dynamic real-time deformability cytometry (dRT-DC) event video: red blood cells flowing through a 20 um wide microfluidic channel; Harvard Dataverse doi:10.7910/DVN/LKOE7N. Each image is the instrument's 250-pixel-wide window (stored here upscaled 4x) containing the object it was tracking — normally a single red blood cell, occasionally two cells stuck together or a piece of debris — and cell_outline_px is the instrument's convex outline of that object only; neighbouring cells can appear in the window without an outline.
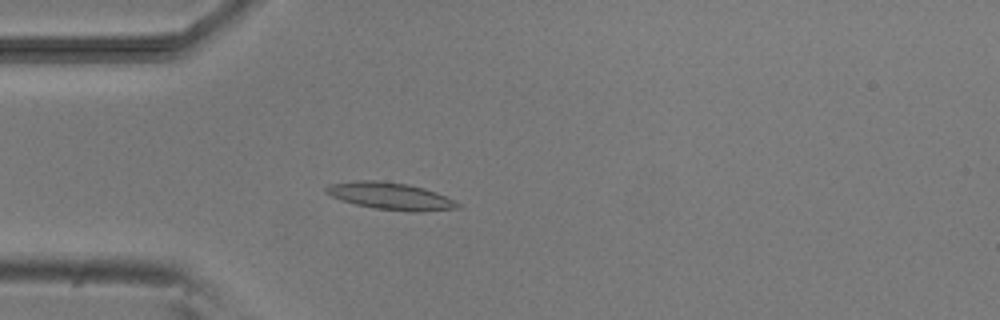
{"species": "common noctule bat (a hibernating species)", "species_latin": "Nyctalus noctula", "temperature_condition": "room temperature", "stored_images_in_passage": 4, "camera_frame_rate_fps": 3000, "um_per_image_px": 0.085, "animal": {"sex": "male", "body_mass_g": 20.5, "forearm_length_mm": 52.5}, "frame": {"image": 1, "passage_image": 4, "time_ms": 3.333, "image_size_px": [1000, 320], "cell_outline_px": [[460, 208], [424, 212], [408, 212], [372, 208], [340, 200], [324, 192], [324, 188], [328, 184], [356, 180], [380, 180], [408, 184], [424, 188], [436, 192], [460, 204]], "centroid_in_image_um": [33.16, 16.67], "position_along_channel_um": 51.8, "area_um2": 21.04}}